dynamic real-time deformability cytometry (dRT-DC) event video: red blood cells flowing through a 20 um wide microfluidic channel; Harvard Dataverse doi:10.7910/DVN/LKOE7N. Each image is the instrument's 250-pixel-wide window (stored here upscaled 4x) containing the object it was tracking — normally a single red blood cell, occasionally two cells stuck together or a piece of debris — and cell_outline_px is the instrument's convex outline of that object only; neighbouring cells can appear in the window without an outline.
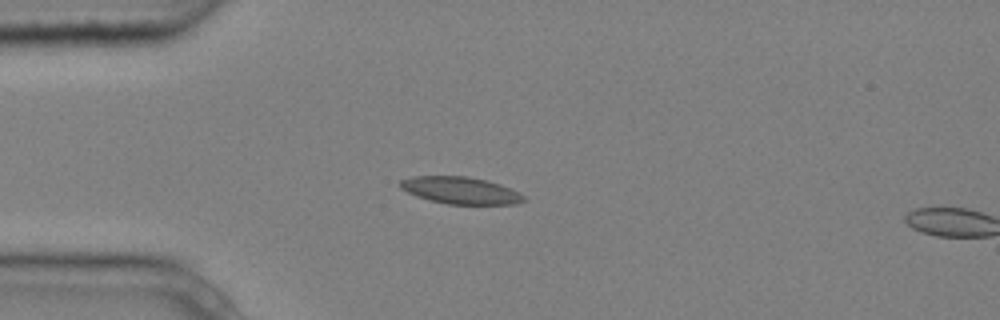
{"species": "common noctule bat (a hibernating species)", "species_latin": "Nyctalus noctula", "temperature_condition": "cold", "stored_images_in_passage": 5, "camera_frame_rate_fps": 3000, "um_per_image_px": 0.085, "animal": {"sex": "male", "body_mass_g": 20.4}, "frame": {"image": 1, "passage_image": 4, "time_ms": 1.0, "image_size_px": [1000, 320], "cell_outline_px": [[528, 200], [516, 204], [448, 204], [428, 200], [416, 196], [400, 188], [400, 180], [412, 176], [468, 176], [500, 184], [512, 188], [524, 196]], "centroid_in_image_um": [39.15, 16.19], "position_along_channel_um": 45.8, "area_um2": 19.54}}